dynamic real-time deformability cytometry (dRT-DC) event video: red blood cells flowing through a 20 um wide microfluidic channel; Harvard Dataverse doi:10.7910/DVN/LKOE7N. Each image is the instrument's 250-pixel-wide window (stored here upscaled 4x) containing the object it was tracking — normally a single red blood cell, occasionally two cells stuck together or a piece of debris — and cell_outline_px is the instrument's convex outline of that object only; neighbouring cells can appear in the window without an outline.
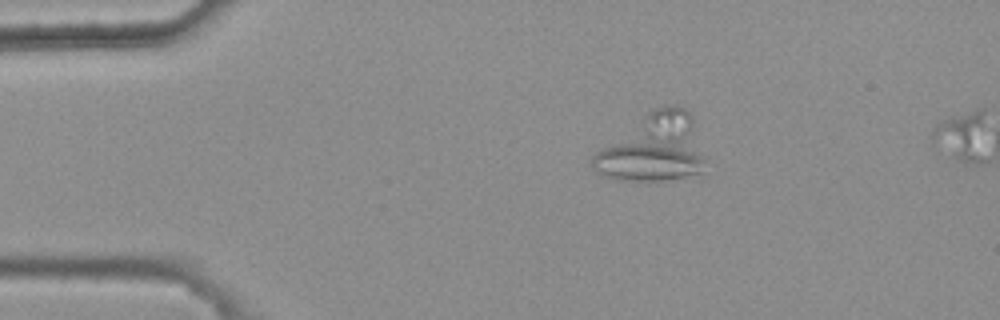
{"species": "common noctule bat (a hibernating species)", "species_latin": "Nyctalus noctula", "temperature_condition": "warm", "stored_images_in_passage": 3, "segment_of_instrument_passage": [1, 2], "camera_frame_rate_fps": 3000, "um_per_image_px": 0.085, "animal": {"sex": "female", "body_mass_g": 25.1}, "frame": {"image": 1, "passage_image": 2, "time_ms": 0.333, "image_size_px": [1000, 320], "cell_outline_px": [[704, 160], [700, 172], [684, 176], [664, 180], [616, 180], [604, 176], [596, 172], [592, 168], [588, 160], [596, 152], [656, 108], [676, 104], [684, 108], [688, 112], [692, 120]], "centroid_in_image_um": [55.48, 12.63], "position_along_channel_um": 29.5, "area_um2": 42.71}}